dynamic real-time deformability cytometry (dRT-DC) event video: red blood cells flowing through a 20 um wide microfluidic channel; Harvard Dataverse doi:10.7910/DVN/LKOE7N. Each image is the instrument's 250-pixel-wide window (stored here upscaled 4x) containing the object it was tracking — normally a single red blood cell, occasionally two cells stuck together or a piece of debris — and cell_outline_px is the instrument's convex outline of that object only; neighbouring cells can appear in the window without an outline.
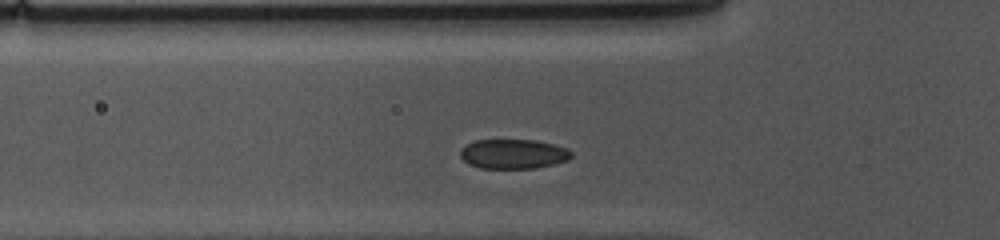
{"species": "common noctule bat (a hibernating species)", "species_latin": "Nyctalus noctula", "temperature_condition": "cold", "stored_images_in_passage": 34, "camera_frame_rate_fps": 3000, "um_per_image_px": 0.085, "animal": {"sex": "female", "body_mass_g": 10.0, "forearm_length_mm": 53.1}, "frame": {"image": 1, "passage_image": 8, "time_ms": 2.333, "image_size_px": [1000, 240], "cell_outline_px": [[572, 156], [568, 160], [536, 168], [480, 168], [468, 164], [460, 156], [460, 148], [476, 140], [536, 140], [568, 148], [572, 152]], "centroid_in_image_um": [43.63, 13.08], "position_along_channel_um": 82.2, "area_um2": 19.13}}
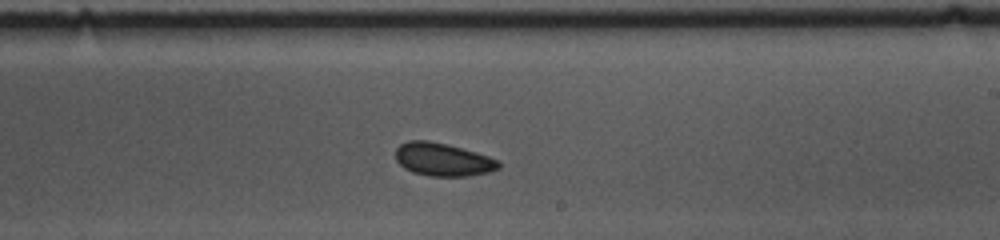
{"frame": {"image": 2, "passage_image": 22, "time_ms": 7.0, "image_size_px": [1000, 240], "cell_outline_px": [[500, 168], [488, 172], [468, 176], [428, 176], [412, 172], [404, 168], [396, 160], [396, 148], [400, 144], [408, 140], [428, 140], [448, 144], [476, 152], [500, 160]], "centroid_in_image_um": [37.64, 13.55], "position_along_channel_um": 251.4, "area_um2": 20.0}}
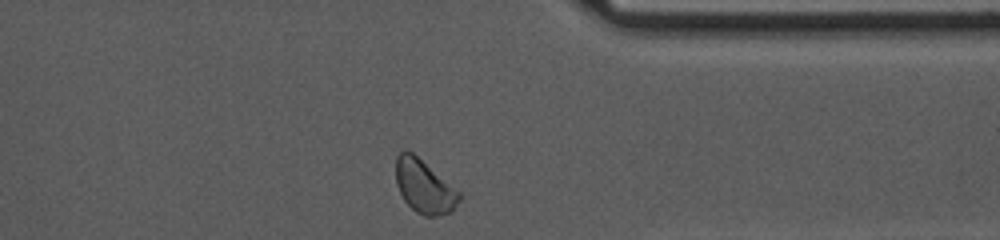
{"frame": {"image": 3, "passage_image": 33, "time_ms": 10.667, "image_size_px": [1000, 240], "cell_outline_px": [[460, 200], [452, 212], [436, 216], [424, 216], [416, 212], [404, 200], [396, 184], [396, 156], [404, 148], [412, 152], [460, 192]], "centroid_in_image_um": [36.05, 15.85], "position_along_channel_um": 375.4, "area_um2": 19.59}, "authors_computed_cell_mechanics": {"area_um2": 19.6809, "velocity_mm_per_s": 3.6211, "shape_relaxation_time_tau1_ms": 8.9038, "shape_relaxation_time_tau2_ms": 1.9115, "deformation_change_tau1": 0.1436, "deformation_change_tau2": 0.0549}}